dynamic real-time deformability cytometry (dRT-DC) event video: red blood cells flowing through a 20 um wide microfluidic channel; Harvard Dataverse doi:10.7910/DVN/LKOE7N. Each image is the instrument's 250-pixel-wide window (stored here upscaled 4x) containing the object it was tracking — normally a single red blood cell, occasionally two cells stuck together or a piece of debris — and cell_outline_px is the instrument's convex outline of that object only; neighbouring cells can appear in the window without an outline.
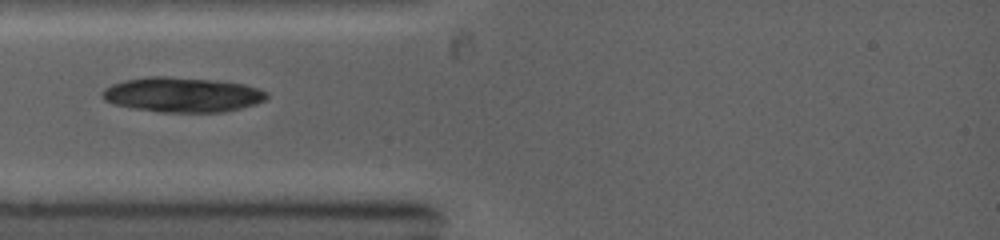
{"species": "common noctule bat (a hibernating species)", "species_latin": "Nyctalus noctula", "temperature_condition": "warm", "stored_images_in_passage": 13, "camera_frame_rate_fps": 5000, "um_per_image_px": 0.085, "animal": {"sex": "female", "body_mass_g": 19.0, "forearm_length_mm": 53.3}, "frame": {"image": 1, "passage_image": 1, "time_ms": 0.0, "image_size_px": [1000, 240], "cell_outline_px": [[268, 96], [264, 100], [256, 104], [224, 112], [160, 112], [132, 108], [112, 104], [104, 100], [100, 92], [104, 88], [112, 84], [124, 80], [148, 76], [168, 76], [216, 80], [244, 84], [268, 92]], "centroid_in_image_um": [15.46, 8.05], "position_along_channel_um": 69.5, "area_um2": 33.64}}
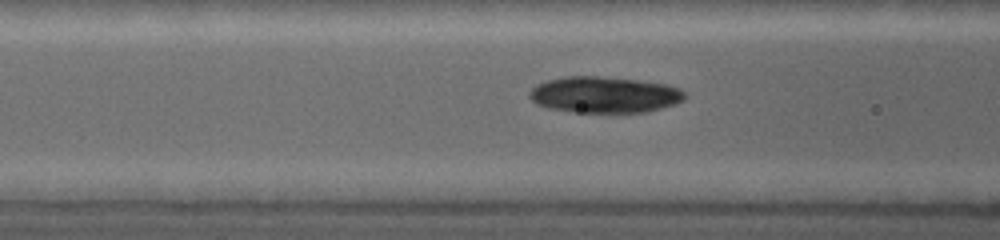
{"frame": {"image": 2, "passage_image": 6, "time_ms": 1.0, "image_size_px": [1000, 240], "cell_outline_px": [[688, 96], [684, 100], [676, 104], [648, 112], [576, 112], [548, 108], [536, 104], [528, 96], [528, 92], [536, 84], [548, 80], [564, 76], [596, 76], [636, 80], [664, 84], [680, 88]], "centroid_in_image_um": [51.37, 8.05], "position_along_channel_um": 115.2, "area_um2": 32.89}}
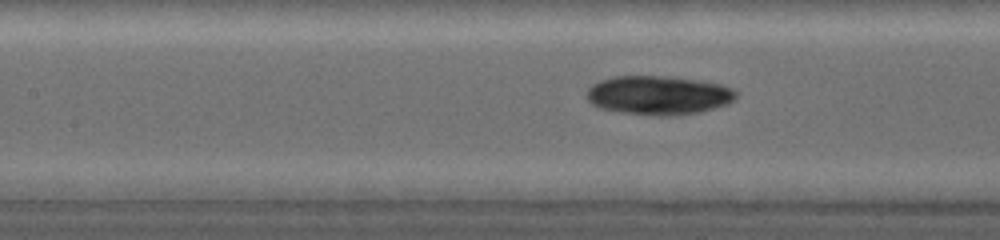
{"frame": {"image": 3, "passage_image": 11, "time_ms": 1.8, "image_size_px": [1000, 240], "cell_outline_px": [[736, 96], [728, 104], [700, 112], [668, 116], [660, 116], [624, 112], [600, 108], [592, 104], [588, 100], [588, 88], [592, 84], [600, 80], [612, 76], [660, 76], [700, 80], [720, 84], [732, 88], [736, 92]], "centroid_in_image_um": [55.97, 8.09], "position_along_channel_um": 151.4, "area_um2": 33.7}}